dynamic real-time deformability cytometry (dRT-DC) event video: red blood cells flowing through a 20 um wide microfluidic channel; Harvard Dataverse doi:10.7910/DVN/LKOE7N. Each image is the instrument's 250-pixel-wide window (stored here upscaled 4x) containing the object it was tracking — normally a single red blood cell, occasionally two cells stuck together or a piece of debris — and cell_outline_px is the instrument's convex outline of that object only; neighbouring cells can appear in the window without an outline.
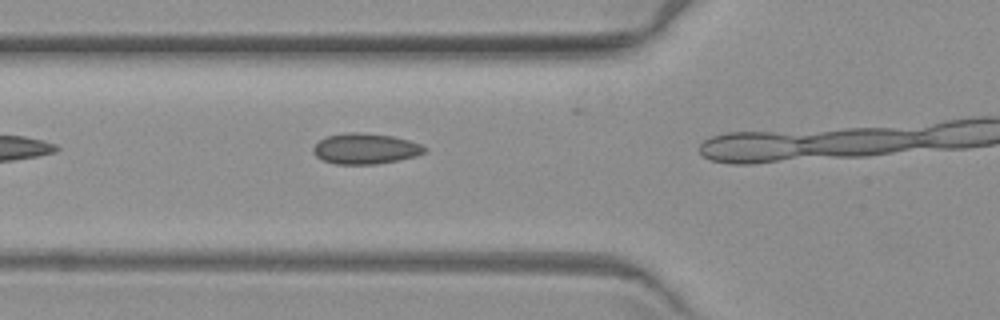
{"species": "common noctule bat (a hibernating species)", "species_latin": "Nyctalus noctula", "temperature_condition": "warm", "stored_images_in_passage": 6, "camera_frame_rate_fps": 3000, "um_per_image_px": 0.085, "animal": {"sex": "female", "body_mass_g": 19.3, "forearm_length_mm": 54.1}, "frame": {"image": 1, "passage_image": 5, "time_ms": 4.667, "image_size_px": [1000, 320], "cell_outline_px": [[428, 148], [424, 152], [416, 156], [400, 160], [376, 164], [336, 164], [324, 160], [316, 156], [312, 152], [312, 148], [320, 140], [328, 136], [348, 132], [356, 132], [392, 136], [408, 140], [420, 144]], "centroid_in_image_um": [31.06, 12.64], "position_along_channel_um": 94.7, "area_um2": 19.77}}